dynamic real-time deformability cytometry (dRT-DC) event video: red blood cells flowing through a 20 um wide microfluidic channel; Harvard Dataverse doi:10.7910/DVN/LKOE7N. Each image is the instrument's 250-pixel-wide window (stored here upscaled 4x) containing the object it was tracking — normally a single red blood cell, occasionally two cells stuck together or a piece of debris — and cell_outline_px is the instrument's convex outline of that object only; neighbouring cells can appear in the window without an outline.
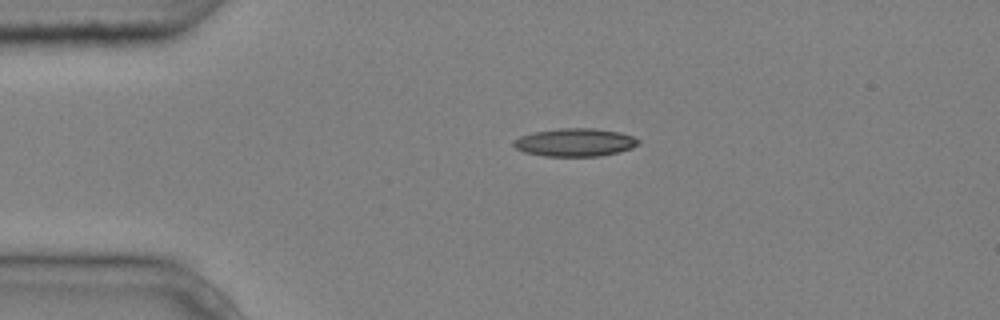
{"species": "common noctule bat (a hibernating species)", "species_latin": "Nyctalus noctula", "temperature_condition": "cold", "stored_images_in_passage": 2, "camera_frame_rate_fps": 3000, "um_per_image_px": 0.085, "animal": {"sex": "male", "body_mass_g": 20.4}, "frame": {"image": 1, "passage_image": 1, "time_ms": 0.0, "image_size_px": [1000, 320], "cell_outline_px": [[640, 144], [632, 148], [620, 152], [600, 156], [544, 156], [524, 152], [516, 148], [512, 144], [512, 140], [520, 136], [532, 132], [556, 128], [596, 128], [620, 132], [632, 136], [640, 140]], "centroid_in_image_um": [48.87, 12.09], "position_along_channel_um": 36.1, "area_um2": 20.69}}